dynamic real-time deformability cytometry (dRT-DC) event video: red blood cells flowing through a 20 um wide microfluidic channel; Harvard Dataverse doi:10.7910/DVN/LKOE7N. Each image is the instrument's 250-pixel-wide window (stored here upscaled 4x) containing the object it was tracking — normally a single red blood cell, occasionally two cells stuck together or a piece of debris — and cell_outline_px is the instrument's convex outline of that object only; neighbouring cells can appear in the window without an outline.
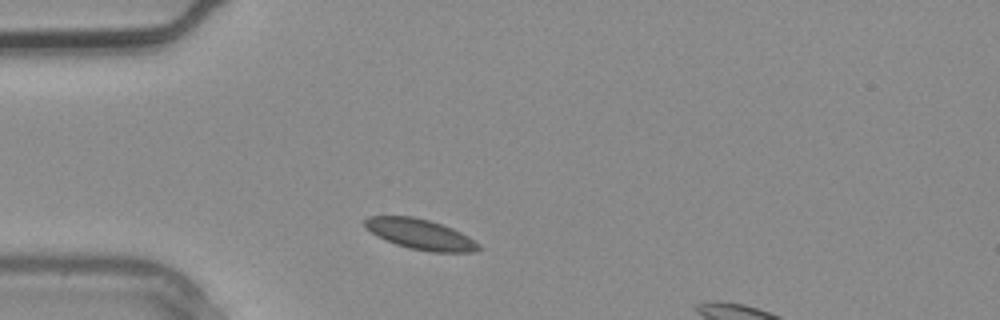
{"species": "common noctule bat (a hibernating species)", "species_latin": "Nyctalus noctula", "temperature_condition": "warm", "stored_images_in_passage": 4, "camera_frame_rate_fps": 3000, "um_per_image_px": 0.085, "animal": {"sex": "male", "body_mass_g": 20.4}, "frame": {"image": 1, "passage_image": 4, "time_ms": 1.0, "image_size_px": [1000, 320], "cell_outline_px": [[484, 248], [476, 252], [432, 252], [412, 248], [396, 244], [376, 236], [364, 224], [364, 220], [368, 216], [412, 216], [428, 220], [452, 228], [468, 236], [480, 244]], "centroid_in_image_um": [35.77, 19.92], "position_along_channel_um": 49.2, "area_um2": 20.0}}